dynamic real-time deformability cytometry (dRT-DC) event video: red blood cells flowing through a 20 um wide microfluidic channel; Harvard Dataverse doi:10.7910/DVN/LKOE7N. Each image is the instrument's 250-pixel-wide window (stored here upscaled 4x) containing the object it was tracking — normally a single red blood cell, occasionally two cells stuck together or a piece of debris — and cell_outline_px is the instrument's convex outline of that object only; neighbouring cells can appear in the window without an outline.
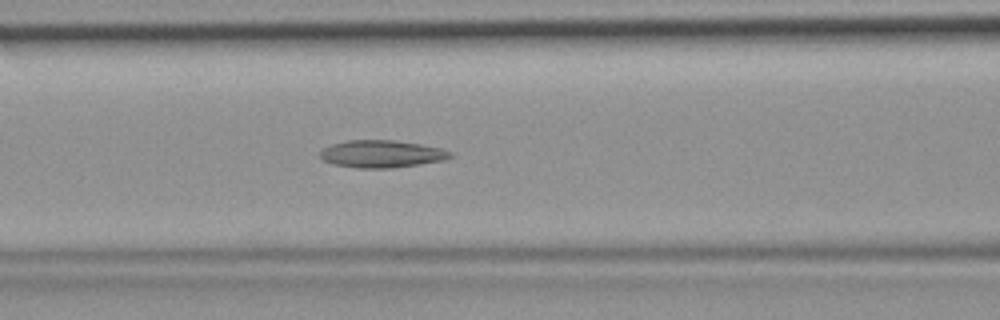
{"species": "common noctule bat (a hibernating species)", "species_latin": "Nyctalus noctula", "temperature_condition": "room temperature", "stored_images_in_passage": 39, "camera_frame_rate_fps": 3000, "um_per_image_px": 0.085, "animal": {"sex": "female", "body_mass_g": 19.9}, "frame": {"image": 1, "passage_image": 12, "time_ms": 3.667, "image_size_px": [1000, 320], "cell_outline_px": [[452, 156], [444, 160], [420, 164], [392, 168], [356, 168], [332, 164], [324, 160], [320, 156], [320, 152], [324, 148], [332, 144], [348, 140], [392, 140], [420, 144], [440, 148], [452, 152]], "centroid_in_image_um": [32.43, 13.09], "position_along_channel_um": 134.2, "area_um2": 20.69}}
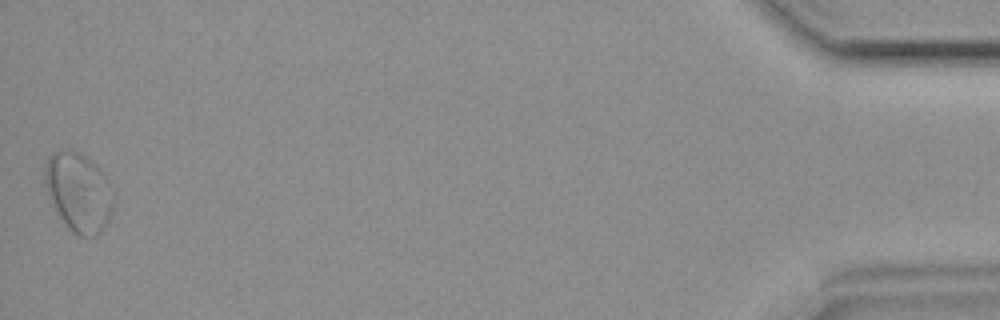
{"frame": {"image": 2, "passage_image": 39, "time_ms": 12.667, "image_size_px": [1000, 320], "cell_outline_px": [[116, 196], [108, 220], [100, 232], [96, 236], [80, 236], [72, 232], [60, 216], [52, 200], [48, 188], [44, 172], [44, 168], [48, 156], [52, 152], [72, 148], [80, 152], [96, 164], [104, 172], [116, 192]], "centroid_in_image_um": [6.75, 16.28], "position_along_channel_um": 428.5, "area_um2": 31.67}}